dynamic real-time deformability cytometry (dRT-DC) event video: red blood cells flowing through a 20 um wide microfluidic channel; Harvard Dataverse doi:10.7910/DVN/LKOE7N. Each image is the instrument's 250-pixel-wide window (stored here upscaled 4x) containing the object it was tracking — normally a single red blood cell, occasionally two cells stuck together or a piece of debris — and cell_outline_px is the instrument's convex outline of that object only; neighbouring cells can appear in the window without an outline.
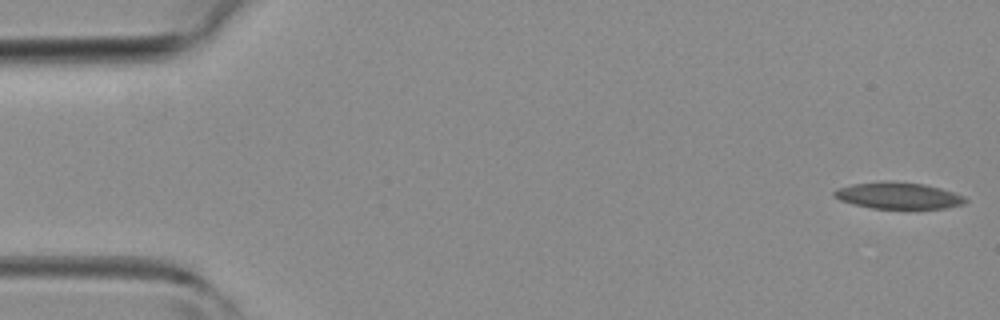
{"species": "common noctule bat (a hibernating species)", "species_latin": "Nyctalus noctula", "temperature_condition": "room temperature", "stored_images_in_passage": 25, "camera_frame_rate_fps": 3000, "um_per_image_px": 0.085, "animal": {"sex": "female", "body_mass_g": 19.3, "forearm_length_mm": 54.1}, "frame": {"image": 1, "passage_image": 1, "time_ms": 0.0, "image_size_px": [1000, 320], "cell_outline_px": [[968, 200], [964, 204], [944, 208], [872, 208], [840, 200], [832, 196], [832, 192], [840, 188], [852, 184], [924, 184], [940, 188], [964, 196]], "centroid_in_image_um": [76.4, 16.67], "position_along_channel_um": 8.6, "area_um2": 19.07}}
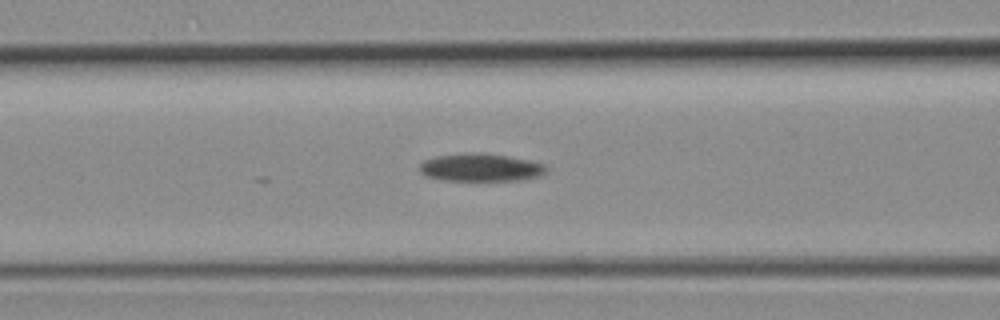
{"frame": {"image": 2, "passage_image": 18, "time_ms": 5.667, "image_size_px": [1000, 320], "cell_outline_px": [[548, 172], [540, 176], [524, 180], [444, 180], [424, 176], [416, 168], [424, 160], [436, 156], [508, 156], [528, 160], [544, 164], [548, 168]], "centroid_in_image_um": [40.89, 14.3], "position_along_channel_um": 125.7, "area_um2": 19.65}}
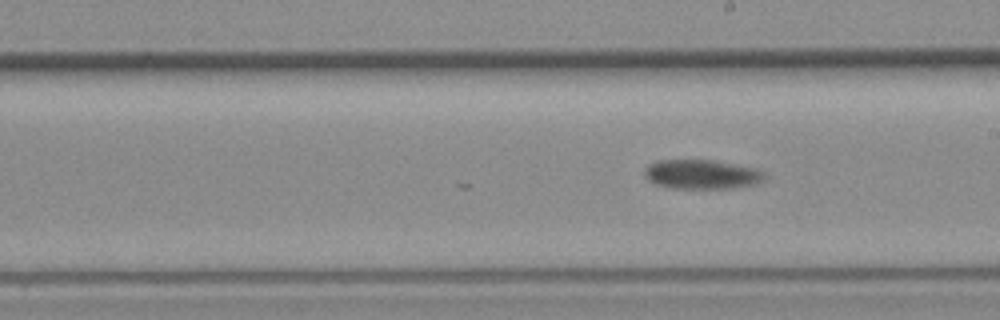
{"frame": {"image": 3, "passage_image": 25, "time_ms": 8.0, "image_size_px": [1000, 320], "cell_outline_px": [[768, 176], [764, 180], [756, 184], [736, 188], [672, 188], [656, 184], [648, 180], [644, 176], [644, 168], [648, 164], [660, 160], [712, 160], [756, 168], [764, 172]], "centroid_in_image_um": [59.67, 14.82], "position_along_channel_um": 229.3, "area_um2": 20.69}}